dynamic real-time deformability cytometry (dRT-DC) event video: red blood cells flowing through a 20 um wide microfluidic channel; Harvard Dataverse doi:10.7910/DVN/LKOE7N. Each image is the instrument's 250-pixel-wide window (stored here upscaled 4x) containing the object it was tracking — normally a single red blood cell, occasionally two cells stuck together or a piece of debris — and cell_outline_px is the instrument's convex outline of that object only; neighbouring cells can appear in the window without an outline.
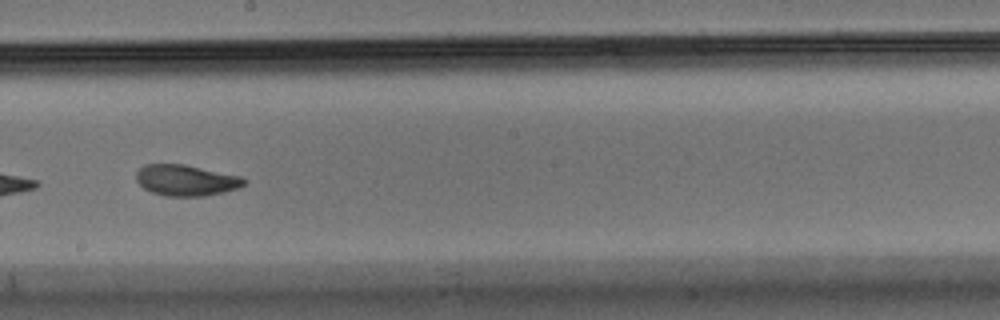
{"species": "Egyptian fruit bat (a non-hibernating species)", "species_latin": "Rousettus aegyptiacus", "temperature_condition": "warm", "stored_images_in_passage": 37, "segment_of_instrument_passage": [2, 2], "camera_frame_rate_fps": 3000, "um_per_image_px": 0.085, "animal": {"sex": "male"}, "frame": {"image": 1, "passage_image": 30, "time_ms": 9.667, "image_size_px": [1000, 320], "cell_outline_px": [[248, 180], [240, 188], [204, 196], [164, 196], [152, 192], [144, 188], [136, 180], [136, 172], [144, 164], [184, 164], [240, 176]], "centroid_in_image_um": [15.81, 15.32], "position_along_channel_um": 232.4, "area_um2": 19.48}}
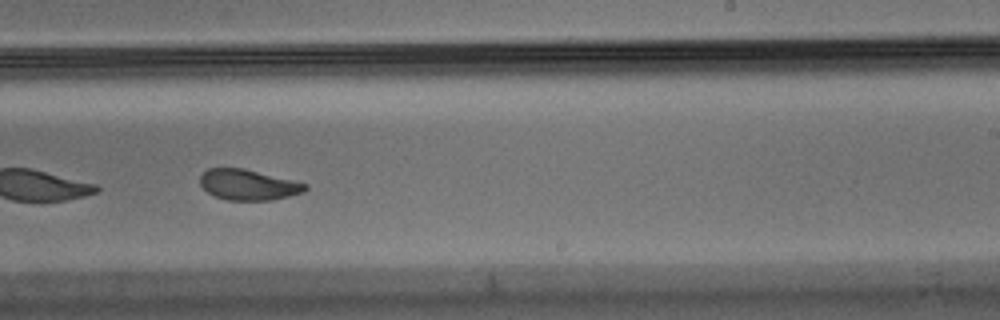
{"frame": {"image": 2, "passage_image": 33, "time_ms": 10.667, "image_size_px": [1000, 320], "cell_outline_px": [[308, 188], [304, 192], [272, 200], [228, 200], [216, 196], [208, 192], [200, 184], [200, 176], [208, 168], [244, 168], [308, 184]], "centroid_in_image_um": [21.11, 15.7], "position_along_channel_um": 267.9, "area_um2": 18.61}}